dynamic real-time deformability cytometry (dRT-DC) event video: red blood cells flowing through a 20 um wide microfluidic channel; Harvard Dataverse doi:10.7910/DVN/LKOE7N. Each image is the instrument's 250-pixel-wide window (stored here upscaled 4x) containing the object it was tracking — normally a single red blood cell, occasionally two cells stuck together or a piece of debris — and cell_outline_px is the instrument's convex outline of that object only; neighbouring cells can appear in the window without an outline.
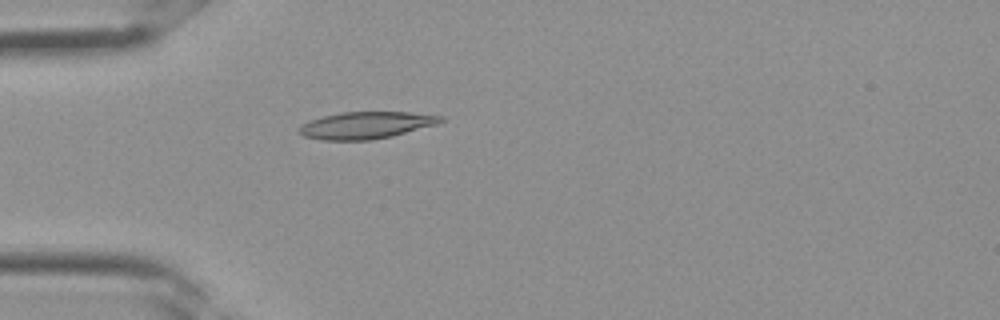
{"species": "Egyptian fruit bat (a non-hibernating species)", "species_latin": "Rousettus aegyptiacus", "temperature_condition": "room temperature", "stored_images_in_passage": 26, "camera_frame_rate_fps": 3000, "um_per_image_px": 0.085, "frame": {"image": 1, "passage_image": 1, "time_ms": 0.0, "image_size_px": [1000, 320], "cell_outline_px": [[444, 120], [436, 124], [392, 136], [372, 140], [320, 140], [304, 136], [296, 132], [296, 128], [308, 120], [340, 112], [408, 112], [444, 116]], "centroid_in_image_um": [31.05, 10.65], "position_along_channel_um": 54.0, "area_um2": 22.37}}
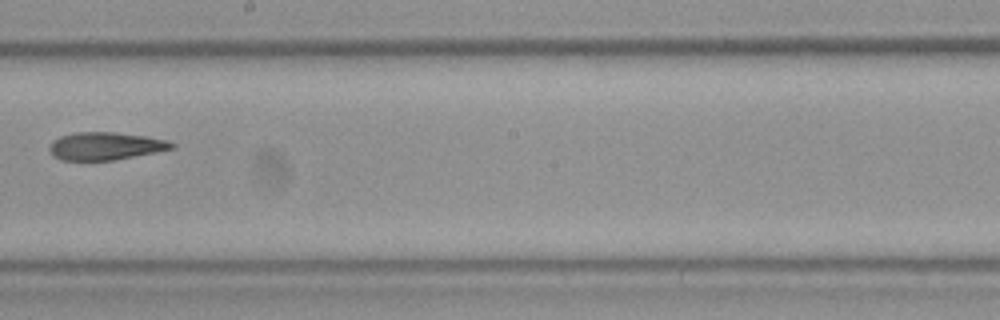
{"frame": {"image": 2, "passage_image": 11, "time_ms": 3.333, "image_size_px": [1000, 320], "cell_outline_px": [[176, 148], [116, 160], [60, 160], [52, 156], [48, 148], [52, 140], [60, 136], [76, 132], [112, 132], [144, 136], [168, 140], [176, 144]], "centroid_in_image_um": [8.95, 12.42], "position_along_channel_um": 239.2, "area_um2": 19.94}}
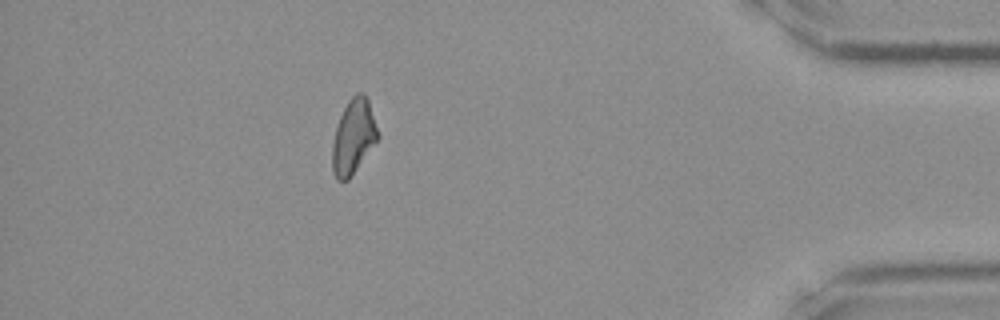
{"frame": {"image": 3, "passage_image": 22, "time_ms": 7.0, "image_size_px": [1000, 320], "cell_outline_px": [[380, 136], [348, 180], [336, 180], [332, 172], [332, 144], [336, 128], [340, 116], [348, 100], [356, 92], [364, 92], [368, 100], [380, 132]], "centroid_in_image_um": [30.05, 11.6], "position_along_channel_um": 405.2, "area_um2": 19.83}}